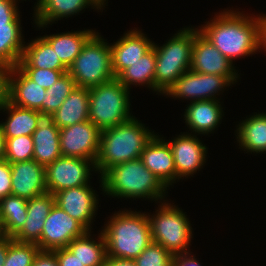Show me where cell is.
Returning <instances> with one entry per match:
<instances>
[{"label":"cell","instance_id":"6da1fadb","mask_svg":"<svg viewBox=\"0 0 266 266\" xmlns=\"http://www.w3.org/2000/svg\"><path fill=\"white\" fill-rule=\"evenodd\" d=\"M231 9L225 8L215 13L210 21L197 28L233 63L236 59L255 55L259 51V20L258 15L253 13L250 16L239 9Z\"/></svg>","mask_w":266,"mask_h":266},{"label":"cell","instance_id":"7a4b0ae2","mask_svg":"<svg viewBox=\"0 0 266 266\" xmlns=\"http://www.w3.org/2000/svg\"><path fill=\"white\" fill-rule=\"evenodd\" d=\"M98 177L101 191L107 196L131 200L142 198L155 203L167 200L168 188L140 158L110 167Z\"/></svg>","mask_w":266,"mask_h":266},{"label":"cell","instance_id":"3957f363","mask_svg":"<svg viewBox=\"0 0 266 266\" xmlns=\"http://www.w3.org/2000/svg\"><path fill=\"white\" fill-rule=\"evenodd\" d=\"M148 128L133 116L126 122L102 130L95 161L99 176L110 167L140 158L144 148L158 134Z\"/></svg>","mask_w":266,"mask_h":266},{"label":"cell","instance_id":"277c9868","mask_svg":"<svg viewBox=\"0 0 266 266\" xmlns=\"http://www.w3.org/2000/svg\"><path fill=\"white\" fill-rule=\"evenodd\" d=\"M109 218L101 229L107 257L135 260L152 242L147 213L121 209Z\"/></svg>","mask_w":266,"mask_h":266},{"label":"cell","instance_id":"5b68a950","mask_svg":"<svg viewBox=\"0 0 266 266\" xmlns=\"http://www.w3.org/2000/svg\"><path fill=\"white\" fill-rule=\"evenodd\" d=\"M195 26L180 28L161 46L153 42L156 55L155 93L163 94L183 73L190 70Z\"/></svg>","mask_w":266,"mask_h":266},{"label":"cell","instance_id":"8992f818","mask_svg":"<svg viewBox=\"0 0 266 266\" xmlns=\"http://www.w3.org/2000/svg\"><path fill=\"white\" fill-rule=\"evenodd\" d=\"M173 204L168 200L159 202L155 213L147 215L152 242L176 256L190 252L194 231L187 214Z\"/></svg>","mask_w":266,"mask_h":266},{"label":"cell","instance_id":"52a82bcc","mask_svg":"<svg viewBox=\"0 0 266 266\" xmlns=\"http://www.w3.org/2000/svg\"><path fill=\"white\" fill-rule=\"evenodd\" d=\"M130 91L117 78L89 89V120L102 131L133 117Z\"/></svg>","mask_w":266,"mask_h":266},{"label":"cell","instance_id":"ba28073f","mask_svg":"<svg viewBox=\"0 0 266 266\" xmlns=\"http://www.w3.org/2000/svg\"><path fill=\"white\" fill-rule=\"evenodd\" d=\"M95 32L68 68L76 86L92 88L115 79L110 43ZM107 41V42H106Z\"/></svg>","mask_w":266,"mask_h":266},{"label":"cell","instance_id":"9c48e42d","mask_svg":"<svg viewBox=\"0 0 266 266\" xmlns=\"http://www.w3.org/2000/svg\"><path fill=\"white\" fill-rule=\"evenodd\" d=\"M233 84L225 77L188 70L183 73L167 90L162 94L166 98L181 100L201 101L220 100V93L224 89L231 88ZM222 91V92H221Z\"/></svg>","mask_w":266,"mask_h":266},{"label":"cell","instance_id":"30bf717a","mask_svg":"<svg viewBox=\"0 0 266 266\" xmlns=\"http://www.w3.org/2000/svg\"><path fill=\"white\" fill-rule=\"evenodd\" d=\"M92 171L97 173L92 160L61 156L45 167L48 193L90 184Z\"/></svg>","mask_w":266,"mask_h":266},{"label":"cell","instance_id":"8fae6325","mask_svg":"<svg viewBox=\"0 0 266 266\" xmlns=\"http://www.w3.org/2000/svg\"><path fill=\"white\" fill-rule=\"evenodd\" d=\"M100 134L101 131L90 120L61 128V155L89 159L95 163L99 152Z\"/></svg>","mask_w":266,"mask_h":266},{"label":"cell","instance_id":"7c38bea8","mask_svg":"<svg viewBox=\"0 0 266 266\" xmlns=\"http://www.w3.org/2000/svg\"><path fill=\"white\" fill-rule=\"evenodd\" d=\"M234 65L199 31L195 34L190 70L225 76L234 85L240 79Z\"/></svg>","mask_w":266,"mask_h":266},{"label":"cell","instance_id":"4fadbf2b","mask_svg":"<svg viewBox=\"0 0 266 266\" xmlns=\"http://www.w3.org/2000/svg\"><path fill=\"white\" fill-rule=\"evenodd\" d=\"M86 231L77 220L54 204L45 219L41 239L37 245L40 251L65 248L73 239L82 236Z\"/></svg>","mask_w":266,"mask_h":266},{"label":"cell","instance_id":"5bb4252c","mask_svg":"<svg viewBox=\"0 0 266 266\" xmlns=\"http://www.w3.org/2000/svg\"><path fill=\"white\" fill-rule=\"evenodd\" d=\"M95 191L91 183L65 189L54 195L55 204L90 231L99 204V195Z\"/></svg>","mask_w":266,"mask_h":266},{"label":"cell","instance_id":"9a60e30c","mask_svg":"<svg viewBox=\"0 0 266 266\" xmlns=\"http://www.w3.org/2000/svg\"><path fill=\"white\" fill-rule=\"evenodd\" d=\"M181 134V135H180ZM173 139L166 140L172 150L177 182L189 178L201 170L207 161L208 147L197 135L181 132Z\"/></svg>","mask_w":266,"mask_h":266},{"label":"cell","instance_id":"2e32d148","mask_svg":"<svg viewBox=\"0 0 266 266\" xmlns=\"http://www.w3.org/2000/svg\"><path fill=\"white\" fill-rule=\"evenodd\" d=\"M11 195L31 199L48 192L45 166L34 159L10 163Z\"/></svg>","mask_w":266,"mask_h":266},{"label":"cell","instance_id":"e0dca14e","mask_svg":"<svg viewBox=\"0 0 266 266\" xmlns=\"http://www.w3.org/2000/svg\"><path fill=\"white\" fill-rule=\"evenodd\" d=\"M162 135H155L141 153L145 167L170 189L177 182V174L171 147Z\"/></svg>","mask_w":266,"mask_h":266},{"label":"cell","instance_id":"ac0fdd59","mask_svg":"<svg viewBox=\"0 0 266 266\" xmlns=\"http://www.w3.org/2000/svg\"><path fill=\"white\" fill-rule=\"evenodd\" d=\"M153 42L142 30L130 29L113 44L110 43L115 77L138 61L152 47Z\"/></svg>","mask_w":266,"mask_h":266},{"label":"cell","instance_id":"d6986e66","mask_svg":"<svg viewBox=\"0 0 266 266\" xmlns=\"http://www.w3.org/2000/svg\"><path fill=\"white\" fill-rule=\"evenodd\" d=\"M36 127L32 134L33 159L46 167L62 156L59 143L60 129L54 123L53 114L38 110Z\"/></svg>","mask_w":266,"mask_h":266},{"label":"cell","instance_id":"ffe728a7","mask_svg":"<svg viewBox=\"0 0 266 266\" xmlns=\"http://www.w3.org/2000/svg\"><path fill=\"white\" fill-rule=\"evenodd\" d=\"M88 7L103 12V6L97 0H41L34 8L33 19L37 29L44 30L58 20L79 15ZM93 7V8H92ZM48 26V27H47ZM44 28V29H43Z\"/></svg>","mask_w":266,"mask_h":266},{"label":"cell","instance_id":"44dd1931","mask_svg":"<svg viewBox=\"0 0 266 266\" xmlns=\"http://www.w3.org/2000/svg\"><path fill=\"white\" fill-rule=\"evenodd\" d=\"M220 100L192 101L187 104L184 111L186 126L189 134L208 135L213 133L224 117L223 106Z\"/></svg>","mask_w":266,"mask_h":266},{"label":"cell","instance_id":"7402d4cb","mask_svg":"<svg viewBox=\"0 0 266 266\" xmlns=\"http://www.w3.org/2000/svg\"><path fill=\"white\" fill-rule=\"evenodd\" d=\"M46 89L31 80L18 66L12 67L9 77V102L26 109L42 112Z\"/></svg>","mask_w":266,"mask_h":266},{"label":"cell","instance_id":"603a6c76","mask_svg":"<svg viewBox=\"0 0 266 266\" xmlns=\"http://www.w3.org/2000/svg\"><path fill=\"white\" fill-rule=\"evenodd\" d=\"M54 204V195L48 192L28 199L26 221L22 229L12 239L21 243L37 244L41 239L45 219Z\"/></svg>","mask_w":266,"mask_h":266},{"label":"cell","instance_id":"cb8c5ba5","mask_svg":"<svg viewBox=\"0 0 266 266\" xmlns=\"http://www.w3.org/2000/svg\"><path fill=\"white\" fill-rule=\"evenodd\" d=\"M238 123L235 135L239 148L249 154H266V112H255Z\"/></svg>","mask_w":266,"mask_h":266},{"label":"cell","instance_id":"d4e9b609","mask_svg":"<svg viewBox=\"0 0 266 266\" xmlns=\"http://www.w3.org/2000/svg\"><path fill=\"white\" fill-rule=\"evenodd\" d=\"M72 31L42 36L51 45L67 69L80 54L86 41L96 32V30L85 28L84 30Z\"/></svg>","mask_w":266,"mask_h":266},{"label":"cell","instance_id":"484cf974","mask_svg":"<svg viewBox=\"0 0 266 266\" xmlns=\"http://www.w3.org/2000/svg\"><path fill=\"white\" fill-rule=\"evenodd\" d=\"M53 116L59 129L89 120V89L76 86Z\"/></svg>","mask_w":266,"mask_h":266},{"label":"cell","instance_id":"4316f807","mask_svg":"<svg viewBox=\"0 0 266 266\" xmlns=\"http://www.w3.org/2000/svg\"><path fill=\"white\" fill-rule=\"evenodd\" d=\"M86 231L82 236L73 239L67 248L81 262L83 266H104L107 258L106 241L104 234L96 235ZM97 240V241H96Z\"/></svg>","mask_w":266,"mask_h":266},{"label":"cell","instance_id":"83f0119b","mask_svg":"<svg viewBox=\"0 0 266 266\" xmlns=\"http://www.w3.org/2000/svg\"><path fill=\"white\" fill-rule=\"evenodd\" d=\"M19 68H40L68 70L61 62L51 45L42 37H36L25 44Z\"/></svg>","mask_w":266,"mask_h":266},{"label":"cell","instance_id":"f1b7e54d","mask_svg":"<svg viewBox=\"0 0 266 266\" xmlns=\"http://www.w3.org/2000/svg\"><path fill=\"white\" fill-rule=\"evenodd\" d=\"M0 111L7 113V119L2 123L0 122V128L5 138L22 135L32 136L37 128V110L17 107L6 101L0 106Z\"/></svg>","mask_w":266,"mask_h":266},{"label":"cell","instance_id":"f546056e","mask_svg":"<svg viewBox=\"0 0 266 266\" xmlns=\"http://www.w3.org/2000/svg\"><path fill=\"white\" fill-rule=\"evenodd\" d=\"M156 55L154 46L138 61L124 69L116 78L130 90L132 86H145L155 93Z\"/></svg>","mask_w":266,"mask_h":266},{"label":"cell","instance_id":"4dcf8cb0","mask_svg":"<svg viewBox=\"0 0 266 266\" xmlns=\"http://www.w3.org/2000/svg\"><path fill=\"white\" fill-rule=\"evenodd\" d=\"M28 200L9 195L0 200V224L3 235L13 238L24 226Z\"/></svg>","mask_w":266,"mask_h":266},{"label":"cell","instance_id":"1f68e13d","mask_svg":"<svg viewBox=\"0 0 266 266\" xmlns=\"http://www.w3.org/2000/svg\"><path fill=\"white\" fill-rule=\"evenodd\" d=\"M21 23L0 25V61L12 67L18 65L22 58L25 41Z\"/></svg>","mask_w":266,"mask_h":266},{"label":"cell","instance_id":"d6a6232c","mask_svg":"<svg viewBox=\"0 0 266 266\" xmlns=\"http://www.w3.org/2000/svg\"><path fill=\"white\" fill-rule=\"evenodd\" d=\"M75 87V80L68 73H64L46 90L45 101H42V112L55 113Z\"/></svg>","mask_w":266,"mask_h":266},{"label":"cell","instance_id":"836d02e7","mask_svg":"<svg viewBox=\"0 0 266 266\" xmlns=\"http://www.w3.org/2000/svg\"><path fill=\"white\" fill-rule=\"evenodd\" d=\"M39 251L37 244L21 243L8 237V253L4 266H32Z\"/></svg>","mask_w":266,"mask_h":266},{"label":"cell","instance_id":"e575fe53","mask_svg":"<svg viewBox=\"0 0 266 266\" xmlns=\"http://www.w3.org/2000/svg\"><path fill=\"white\" fill-rule=\"evenodd\" d=\"M34 143L30 135L6 138L5 161L9 163L33 159Z\"/></svg>","mask_w":266,"mask_h":266},{"label":"cell","instance_id":"d590c367","mask_svg":"<svg viewBox=\"0 0 266 266\" xmlns=\"http://www.w3.org/2000/svg\"><path fill=\"white\" fill-rule=\"evenodd\" d=\"M173 260L162 245L151 242L134 261L137 266H173Z\"/></svg>","mask_w":266,"mask_h":266},{"label":"cell","instance_id":"8d00e7d4","mask_svg":"<svg viewBox=\"0 0 266 266\" xmlns=\"http://www.w3.org/2000/svg\"><path fill=\"white\" fill-rule=\"evenodd\" d=\"M31 80L44 89H48L68 70H52L40 68H20Z\"/></svg>","mask_w":266,"mask_h":266},{"label":"cell","instance_id":"74e56055","mask_svg":"<svg viewBox=\"0 0 266 266\" xmlns=\"http://www.w3.org/2000/svg\"><path fill=\"white\" fill-rule=\"evenodd\" d=\"M19 2L16 0H0V25L21 23Z\"/></svg>","mask_w":266,"mask_h":266},{"label":"cell","instance_id":"f35d334b","mask_svg":"<svg viewBox=\"0 0 266 266\" xmlns=\"http://www.w3.org/2000/svg\"><path fill=\"white\" fill-rule=\"evenodd\" d=\"M11 195V166L8 161H0V200Z\"/></svg>","mask_w":266,"mask_h":266},{"label":"cell","instance_id":"ab89813d","mask_svg":"<svg viewBox=\"0 0 266 266\" xmlns=\"http://www.w3.org/2000/svg\"><path fill=\"white\" fill-rule=\"evenodd\" d=\"M12 66L0 61V106L9 100V77Z\"/></svg>","mask_w":266,"mask_h":266},{"label":"cell","instance_id":"60d3db41","mask_svg":"<svg viewBox=\"0 0 266 266\" xmlns=\"http://www.w3.org/2000/svg\"><path fill=\"white\" fill-rule=\"evenodd\" d=\"M59 266H83L76 256L67 248L53 250Z\"/></svg>","mask_w":266,"mask_h":266},{"label":"cell","instance_id":"b9f144b4","mask_svg":"<svg viewBox=\"0 0 266 266\" xmlns=\"http://www.w3.org/2000/svg\"><path fill=\"white\" fill-rule=\"evenodd\" d=\"M32 266H59L53 251H39Z\"/></svg>","mask_w":266,"mask_h":266},{"label":"cell","instance_id":"7bdbcfd3","mask_svg":"<svg viewBox=\"0 0 266 266\" xmlns=\"http://www.w3.org/2000/svg\"><path fill=\"white\" fill-rule=\"evenodd\" d=\"M193 252H188V253H184V254H180V255H176L174 256V260H173V266H202L200 263L198 262L199 260H197L193 254Z\"/></svg>","mask_w":266,"mask_h":266},{"label":"cell","instance_id":"ee69618b","mask_svg":"<svg viewBox=\"0 0 266 266\" xmlns=\"http://www.w3.org/2000/svg\"><path fill=\"white\" fill-rule=\"evenodd\" d=\"M259 20V53H266V14H258Z\"/></svg>","mask_w":266,"mask_h":266},{"label":"cell","instance_id":"f6af8a7d","mask_svg":"<svg viewBox=\"0 0 266 266\" xmlns=\"http://www.w3.org/2000/svg\"><path fill=\"white\" fill-rule=\"evenodd\" d=\"M104 266H137L134 260L107 257Z\"/></svg>","mask_w":266,"mask_h":266},{"label":"cell","instance_id":"bcb514c9","mask_svg":"<svg viewBox=\"0 0 266 266\" xmlns=\"http://www.w3.org/2000/svg\"><path fill=\"white\" fill-rule=\"evenodd\" d=\"M7 253H8V237L4 236L0 240V266H4Z\"/></svg>","mask_w":266,"mask_h":266},{"label":"cell","instance_id":"7dc6e473","mask_svg":"<svg viewBox=\"0 0 266 266\" xmlns=\"http://www.w3.org/2000/svg\"><path fill=\"white\" fill-rule=\"evenodd\" d=\"M5 152H6V138L3 135V132L0 128V161L5 160Z\"/></svg>","mask_w":266,"mask_h":266},{"label":"cell","instance_id":"c3c4849f","mask_svg":"<svg viewBox=\"0 0 266 266\" xmlns=\"http://www.w3.org/2000/svg\"><path fill=\"white\" fill-rule=\"evenodd\" d=\"M97 1L103 6V8L107 6L106 4L108 3V0H97Z\"/></svg>","mask_w":266,"mask_h":266},{"label":"cell","instance_id":"681fc988","mask_svg":"<svg viewBox=\"0 0 266 266\" xmlns=\"http://www.w3.org/2000/svg\"><path fill=\"white\" fill-rule=\"evenodd\" d=\"M16 1L19 2L20 0H16ZM21 1H26V0H21ZM36 1H37V3L35 2L33 9L39 4V2H40L41 0H36Z\"/></svg>","mask_w":266,"mask_h":266},{"label":"cell","instance_id":"f907efd6","mask_svg":"<svg viewBox=\"0 0 266 266\" xmlns=\"http://www.w3.org/2000/svg\"><path fill=\"white\" fill-rule=\"evenodd\" d=\"M4 237L2 229H1V224H0V240Z\"/></svg>","mask_w":266,"mask_h":266}]
</instances>
